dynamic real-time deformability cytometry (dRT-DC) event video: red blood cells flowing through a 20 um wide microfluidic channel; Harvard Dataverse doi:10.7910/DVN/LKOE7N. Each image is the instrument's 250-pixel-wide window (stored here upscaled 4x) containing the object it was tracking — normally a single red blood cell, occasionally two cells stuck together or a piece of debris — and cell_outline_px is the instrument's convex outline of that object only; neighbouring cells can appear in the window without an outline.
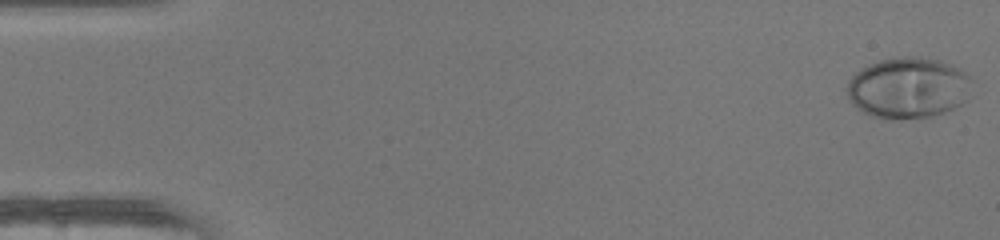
{"species": "human", "species_latin": "Homo sapiens", "temperature_condition": "warm", "stored_images_in_passage": 49, "camera_frame_rate_fps": 3000, "um_per_image_px": 0.085, "donor": {"sex": "female"}, "frame": {"image": 1, "passage_image": 1, "time_ms": 0.0, "image_size_px": [1000, 240], "cell_outline_px": [[972, 76], [968, 100], [944, 112], [932, 116], [900, 120], [888, 120], [872, 116], [856, 108], [852, 104], [848, 96], [848, 80], [860, 68], [880, 60], [904, 56], [920, 56], [940, 60], [960, 68]], "centroid_in_image_um": [77.21, 7.47], "position_along_channel_um": 7.8, "area_um2": 44.97}}
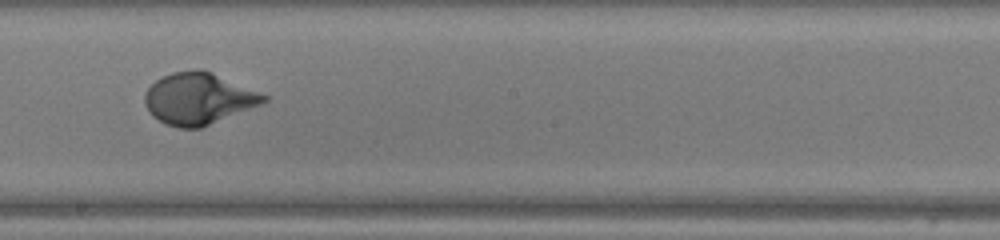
{"frame": {"image": 2, "passage_image": 28, "time_ms": 9.0, "image_size_px": [1000, 240], "cell_outline_px": [[268, 100], [260, 104], [200, 128], [176, 128], [164, 124], [152, 116], [148, 112], [144, 104], [144, 92], [156, 80], [172, 72], [196, 68], [200, 68], [212, 72], [268, 96]], "centroid_in_image_um": [16.81, 8.38], "position_along_channel_um": 231.4, "area_um2": 35.72}}
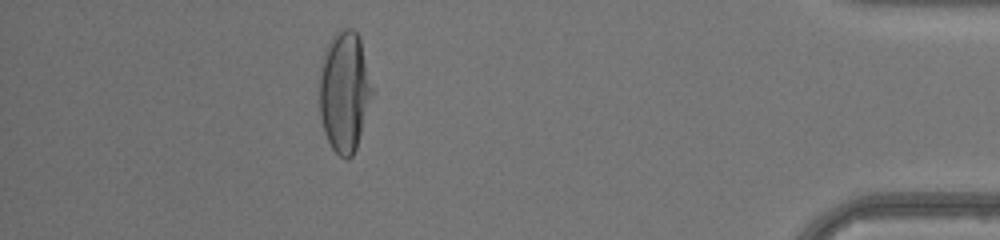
{"frame": {"image": 3, "passage_image": 44, "time_ms": 14.333, "image_size_px": [1000, 240], "cell_outline_px": [[376, 92], [356, 148], [352, 156], [348, 160], [340, 156], [332, 148], [324, 132], [320, 116], [320, 64], [324, 48], [332, 36], [336, 32], [344, 28], [352, 28], [360, 36]], "centroid_in_image_um": [29.33, 7.75], "position_along_channel_um": 405.9, "area_um2": 38.26}, "authors_computed_cell_mechanics": {"area_um2": 36.1828, "velocity_mm_per_s": 4.2352, "shape_relaxation_time_tau1_ms": 3.4264, "shape_relaxation_time_tau2_ms": null, "deformation_change_tau1": 0.2355, "deformation_change_tau2": null}}